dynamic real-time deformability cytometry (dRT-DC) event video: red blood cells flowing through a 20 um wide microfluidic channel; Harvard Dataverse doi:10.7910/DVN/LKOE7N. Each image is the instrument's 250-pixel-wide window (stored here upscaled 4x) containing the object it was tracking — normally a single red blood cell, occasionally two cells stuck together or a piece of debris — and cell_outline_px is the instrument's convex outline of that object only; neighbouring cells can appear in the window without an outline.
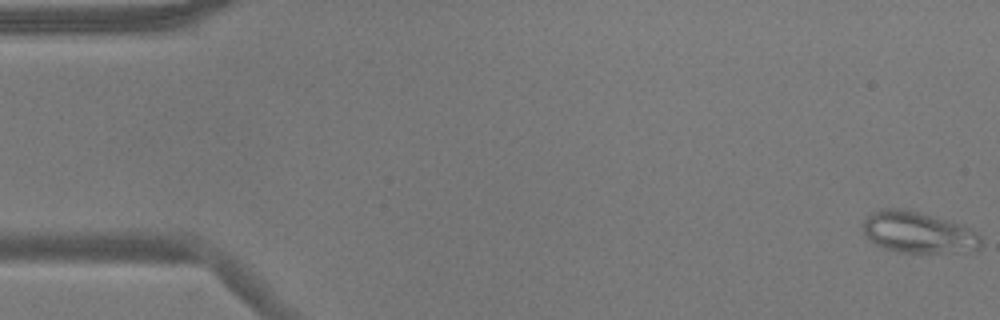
{"species": "common noctule bat (a hibernating species)", "species_latin": "Nyctalus noctula", "temperature_condition": "warm", "stored_images_in_passage": 55, "camera_frame_rate_fps": 3000, "um_per_image_px": 0.085, "animal": {"sex": "male", "body_mass_g": 17.9}, "frame": {"image": 1, "passage_image": 1, "time_ms": 0.0, "image_size_px": [1000, 320], "cell_outline_px": [[980, 248], [976, 252], [900, 252], [884, 248], [868, 240], [864, 232], [864, 220], [872, 212], [880, 208], [904, 208], [920, 212], [960, 224], [968, 228], [980, 236]], "centroid_in_image_um": [78.04, 19.75], "position_along_channel_um": 7.0, "area_um2": 28.38}}
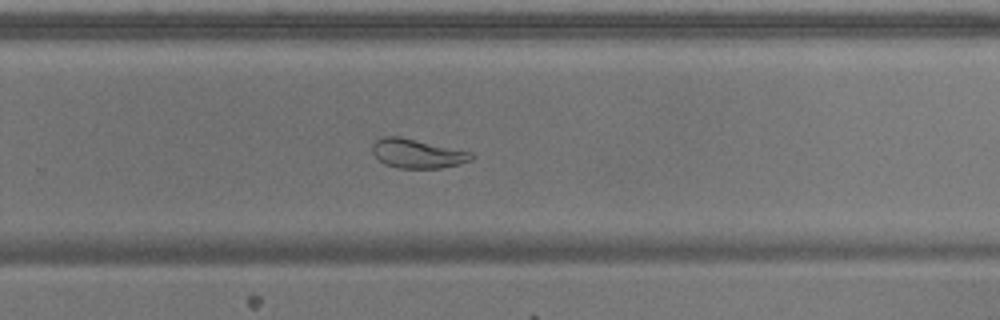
{"frame": {"image": 2, "passage_image": 36, "time_ms": 11.667, "image_size_px": [1000, 320], "cell_outline_px": [[476, 156], [472, 160], [440, 168], [400, 168], [384, 164], [372, 152], [372, 144], [376, 140], [384, 136], [400, 136], [472, 152]], "centroid_in_image_um": [35.47, 13.04], "position_along_channel_um": 294.3, "area_um2": 16.76}}
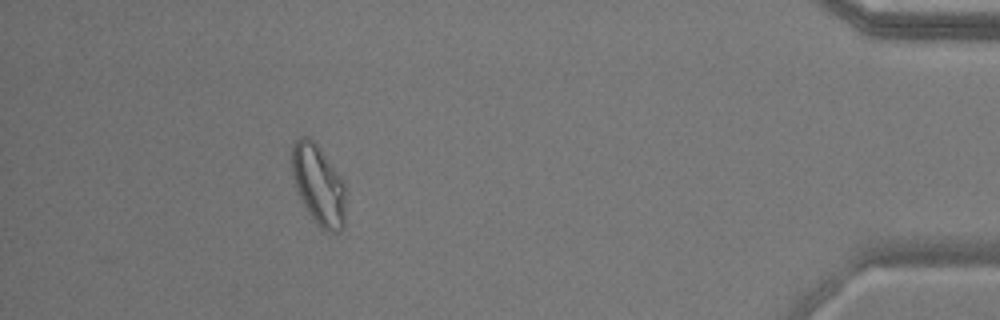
{"frame": {"image": 3, "passage_image": 50, "time_ms": 16.333, "image_size_px": [1000, 320], "cell_outline_px": [[344, 224], [340, 232], [328, 232], [320, 228], [316, 224], [308, 212], [296, 188], [292, 172], [292, 144], [300, 136], [308, 136], [320, 148], [340, 176], [344, 184]], "centroid_in_image_um": [27.06, 15.72], "position_along_channel_um": 408.1, "area_um2": 24.8}, "authors_computed_cell_mechanics": {"area_um2": 22.6576, "velocity_mm_per_s": 3.6472, "shape_relaxation_time_tau1_ms": null, "shape_relaxation_time_tau2_ms": 1.4669, "deformation_change_tau1": null, "deformation_change_tau2": 0.0676}}